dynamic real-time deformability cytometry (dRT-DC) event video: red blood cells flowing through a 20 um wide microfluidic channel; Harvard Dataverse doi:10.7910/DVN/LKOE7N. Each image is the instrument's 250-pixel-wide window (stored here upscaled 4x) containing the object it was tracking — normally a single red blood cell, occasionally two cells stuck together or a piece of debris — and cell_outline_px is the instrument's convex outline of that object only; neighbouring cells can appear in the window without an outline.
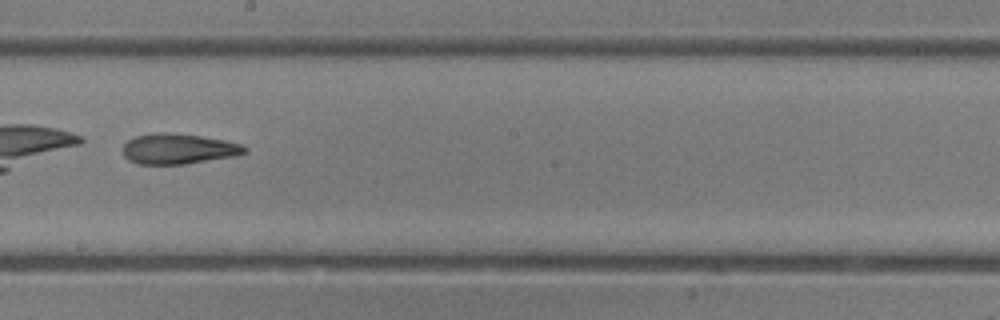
{"species": "common noctule bat (a hibernating species)", "species_latin": "Nyctalus noctula", "temperature_condition": "room temperature", "stored_images_in_passage": 34, "camera_frame_rate_fps": 3000, "um_per_image_px": 0.085, "animal": {"sex": "female"}, "frame": {"image": 1, "passage_image": 20, "time_ms": 6.333, "image_size_px": [1000, 320], "cell_outline_px": [[248, 152], [236, 156], [184, 164], [140, 164], [128, 160], [124, 156], [120, 148], [128, 140], [136, 136], [156, 132], [168, 132], [200, 136], [224, 140], [240, 144], [248, 148]], "centroid_in_image_um": [15.14, 12.65], "position_along_channel_um": 233.1, "area_um2": 21.73}}